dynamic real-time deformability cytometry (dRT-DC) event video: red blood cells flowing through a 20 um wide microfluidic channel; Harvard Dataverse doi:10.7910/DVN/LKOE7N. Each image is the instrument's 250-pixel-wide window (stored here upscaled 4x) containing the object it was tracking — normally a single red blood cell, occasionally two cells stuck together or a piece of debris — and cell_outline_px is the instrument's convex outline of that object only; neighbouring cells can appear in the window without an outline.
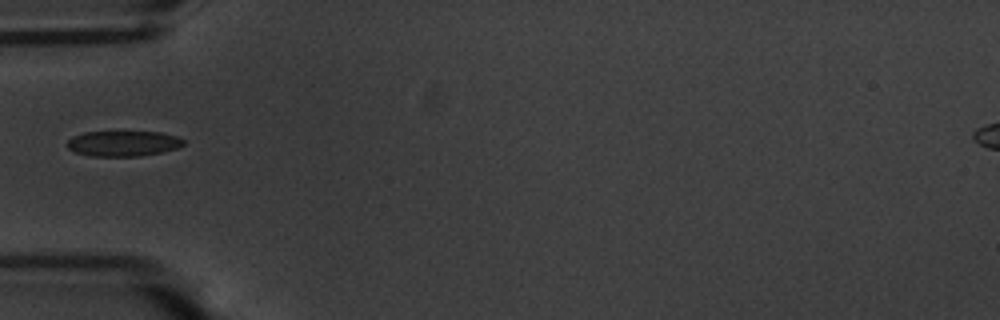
{"species": "common noctule bat (a hibernating species)", "species_latin": "Nyctalus noctula", "temperature_condition": "warm", "stored_images_in_passage": 16, "camera_frame_rate_fps": 3000, "um_per_image_px": 0.085, "animal": {"sex": "male", "body_mass_g": 20.1, "forearm_length_mm": 53.5}, "frame": {"image": 1, "passage_image": 1, "time_ms": 0.0, "image_size_px": [1000, 320], "cell_outline_px": [[184, 144], [176, 148], [160, 152], [140, 156], [88, 156], [76, 152], [68, 148], [68, 140], [72, 136], [84, 132], [160, 132], [176, 136], [184, 140]], "centroid_in_image_um": [10.45, 12.19], "position_along_channel_um": 74.6, "area_um2": 17.11}}
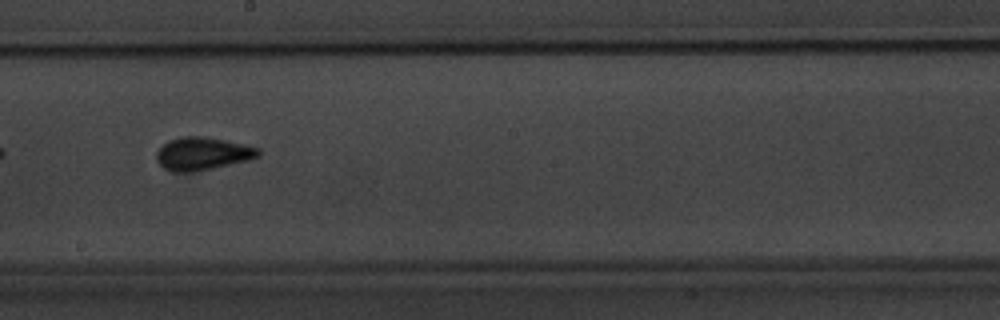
{"frame": {"image": 2, "passage_image": 14, "time_ms": 4.333, "image_size_px": [1000, 320], "cell_outline_px": [[260, 156], [248, 160], [212, 168], [192, 172], [172, 172], [164, 168], [156, 160], [156, 152], [168, 140], [180, 136], [204, 136], [244, 144], [260, 148]], "centroid_in_image_um": [17.2, 13.05], "position_along_channel_um": 231.0, "area_um2": 19.54}}